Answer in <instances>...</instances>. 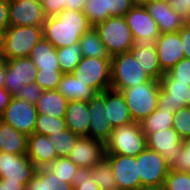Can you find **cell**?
Here are the masks:
<instances>
[{
	"label": "cell",
	"mask_w": 190,
	"mask_h": 190,
	"mask_svg": "<svg viewBox=\"0 0 190 190\" xmlns=\"http://www.w3.org/2000/svg\"><path fill=\"white\" fill-rule=\"evenodd\" d=\"M91 27L82 11L64 9L56 16L46 17L43 36L57 49L79 43Z\"/></svg>",
	"instance_id": "6da1fadb"
},
{
	"label": "cell",
	"mask_w": 190,
	"mask_h": 190,
	"mask_svg": "<svg viewBox=\"0 0 190 190\" xmlns=\"http://www.w3.org/2000/svg\"><path fill=\"white\" fill-rule=\"evenodd\" d=\"M160 89L159 80L152 79L151 81L121 90L134 122H142L158 108Z\"/></svg>",
	"instance_id": "7a4b0ae2"
},
{
	"label": "cell",
	"mask_w": 190,
	"mask_h": 190,
	"mask_svg": "<svg viewBox=\"0 0 190 190\" xmlns=\"http://www.w3.org/2000/svg\"><path fill=\"white\" fill-rule=\"evenodd\" d=\"M146 148V136L141 124L134 121L113 128L109 139L105 142L106 154L136 157Z\"/></svg>",
	"instance_id": "3957f363"
},
{
	"label": "cell",
	"mask_w": 190,
	"mask_h": 190,
	"mask_svg": "<svg viewBox=\"0 0 190 190\" xmlns=\"http://www.w3.org/2000/svg\"><path fill=\"white\" fill-rule=\"evenodd\" d=\"M141 67L130 51L113 55L110 88L121 91L151 81L152 78Z\"/></svg>",
	"instance_id": "277c9868"
},
{
	"label": "cell",
	"mask_w": 190,
	"mask_h": 190,
	"mask_svg": "<svg viewBox=\"0 0 190 190\" xmlns=\"http://www.w3.org/2000/svg\"><path fill=\"white\" fill-rule=\"evenodd\" d=\"M43 38V26H9L4 32L2 58L29 57L33 47Z\"/></svg>",
	"instance_id": "5b68a950"
},
{
	"label": "cell",
	"mask_w": 190,
	"mask_h": 190,
	"mask_svg": "<svg viewBox=\"0 0 190 190\" xmlns=\"http://www.w3.org/2000/svg\"><path fill=\"white\" fill-rule=\"evenodd\" d=\"M110 57L129 52L134 39L124 17H109L94 26Z\"/></svg>",
	"instance_id": "8992f818"
},
{
	"label": "cell",
	"mask_w": 190,
	"mask_h": 190,
	"mask_svg": "<svg viewBox=\"0 0 190 190\" xmlns=\"http://www.w3.org/2000/svg\"><path fill=\"white\" fill-rule=\"evenodd\" d=\"M71 74L97 93H101L111 86V58L82 57Z\"/></svg>",
	"instance_id": "52a82bcc"
},
{
	"label": "cell",
	"mask_w": 190,
	"mask_h": 190,
	"mask_svg": "<svg viewBox=\"0 0 190 190\" xmlns=\"http://www.w3.org/2000/svg\"><path fill=\"white\" fill-rule=\"evenodd\" d=\"M141 187H161L169 172V166L161 154L148 147L136 156Z\"/></svg>",
	"instance_id": "ba28073f"
},
{
	"label": "cell",
	"mask_w": 190,
	"mask_h": 190,
	"mask_svg": "<svg viewBox=\"0 0 190 190\" xmlns=\"http://www.w3.org/2000/svg\"><path fill=\"white\" fill-rule=\"evenodd\" d=\"M37 116L35 104L20 100L15 96L1 114L2 121L27 137L34 133Z\"/></svg>",
	"instance_id": "9c48e42d"
},
{
	"label": "cell",
	"mask_w": 190,
	"mask_h": 190,
	"mask_svg": "<svg viewBox=\"0 0 190 190\" xmlns=\"http://www.w3.org/2000/svg\"><path fill=\"white\" fill-rule=\"evenodd\" d=\"M134 43H156L160 36L156 21L144 5H134L124 16Z\"/></svg>",
	"instance_id": "30bf717a"
},
{
	"label": "cell",
	"mask_w": 190,
	"mask_h": 190,
	"mask_svg": "<svg viewBox=\"0 0 190 190\" xmlns=\"http://www.w3.org/2000/svg\"><path fill=\"white\" fill-rule=\"evenodd\" d=\"M38 69L29 57L6 60L4 87L15 96L24 85L35 82Z\"/></svg>",
	"instance_id": "8fae6325"
},
{
	"label": "cell",
	"mask_w": 190,
	"mask_h": 190,
	"mask_svg": "<svg viewBox=\"0 0 190 190\" xmlns=\"http://www.w3.org/2000/svg\"><path fill=\"white\" fill-rule=\"evenodd\" d=\"M37 167L27 154H9L0 151V179L7 182H27L35 175Z\"/></svg>",
	"instance_id": "7c38bea8"
},
{
	"label": "cell",
	"mask_w": 190,
	"mask_h": 190,
	"mask_svg": "<svg viewBox=\"0 0 190 190\" xmlns=\"http://www.w3.org/2000/svg\"><path fill=\"white\" fill-rule=\"evenodd\" d=\"M109 160L118 190H138L141 188V178L136 157L106 154Z\"/></svg>",
	"instance_id": "4fadbf2b"
},
{
	"label": "cell",
	"mask_w": 190,
	"mask_h": 190,
	"mask_svg": "<svg viewBox=\"0 0 190 190\" xmlns=\"http://www.w3.org/2000/svg\"><path fill=\"white\" fill-rule=\"evenodd\" d=\"M45 20L41 0H9L10 26H43Z\"/></svg>",
	"instance_id": "5bb4252c"
},
{
	"label": "cell",
	"mask_w": 190,
	"mask_h": 190,
	"mask_svg": "<svg viewBox=\"0 0 190 190\" xmlns=\"http://www.w3.org/2000/svg\"><path fill=\"white\" fill-rule=\"evenodd\" d=\"M88 112L90 116L89 137L105 143L113 131L108 120L105 90L97 93L88 101Z\"/></svg>",
	"instance_id": "9a60e30c"
},
{
	"label": "cell",
	"mask_w": 190,
	"mask_h": 190,
	"mask_svg": "<svg viewBox=\"0 0 190 190\" xmlns=\"http://www.w3.org/2000/svg\"><path fill=\"white\" fill-rule=\"evenodd\" d=\"M158 109L177 111L183 107H190V85L176 82V79H160Z\"/></svg>",
	"instance_id": "2e32d148"
},
{
	"label": "cell",
	"mask_w": 190,
	"mask_h": 190,
	"mask_svg": "<svg viewBox=\"0 0 190 190\" xmlns=\"http://www.w3.org/2000/svg\"><path fill=\"white\" fill-rule=\"evenodd\" d=\"M146 143L149 149L161 154L165 163L170 167L182 148V139L173 127L155 133H148Z\"/></svg>",
	"instance_id": "e0dca14e"
},
{
	"label": "cell",
	"mask_w": 190,
	"mask_h": 190,
	"mask_svg": "<svg viewBox=\"0 0 190 190\" xmlns=\"http://www.w3.org/2000/svg\"><path fill=\"white\" fill-rule=\"evenodd\" d=\"M106 155L105 143L88 136L79 137L68 155L79 168L91 169Z\"/></svg>",
	"instance_id": "ac0fdd59"
},
{
	"label": "cell",
	"mask_w": 190,
	"mask_h": 190,
	"mask_svg": "<svg viewBox=\"0 0 190 190\" xmlns=\"http://www.w3.org/2000/svg\"><path fill=\"white\" fill-rule=\"evenodd\" d=\"M156 52L163 73L168 72L184 58L182 40L179 32L160 34L156 40Z\"/></svg>",
	"instance_id": "d6986e66"
},
{
	"label": "cell",
	"mask_w": 190,
	"mask_h": 190,
	"mask_svg": "<svg viewBox=\"0 0 190 190\" xmlns=\"http://www.w3.org/2000/svg\"><path fill=\"white\" fill-rule=\"evenodd\" d=\"M156 21L160 34L178 32L187 20L171 8L168 0H154L144 5Z\"/></svg>",
	"instance_id": "ffe728a7"
},
{
	"label": "cell",
	"mask_w": 190,
	"mask_h": 190,
	"mask_svg": "<svg viewBox=\"0 0 190 190\" xmlns=\"http://www.w3.org/2000/svg\"><path fill=\"white\" fill-rule=\"evenodd\" d=\"M27 156L37 168L48 167L59 157L49 137L38 133L28 136Z\"/></svg>",
	"instance_id": "44dd1931"
},
{
	"label": "cell",
	"mask_w": 190,
	"mask_h": 190,
	"mask_svg": "<svg viewBox=\"0 0 190 190\" xmlns=\"http://www.w3.org/2000/svg\"><path fill=\"white\" fill-rule=\"evenodd\" d=\"M89 117L87 101H68L64 117L68 130L80 137H89Z\"/></svg>",
	"instance_id": "7402d4cb"
},
{
	"label": "cell",
	"mask_w": 190,
	"mask_h": 190,
	"mask_svg": "<svg viewBox=\"0 0 190 190\" xmlns=\"http://www.w3.org/2000/svg\"><path fill=\"white\" fill-rule=\"evenodd\" d=\"M105 102L107 106L108 120L112 128L131 123L132 117L121 91L113 89L105 90Z\"/></svg>",
	"instance_id": "603a6c76"
},
{
	"label": "cell",
	"mask_w": 190,
	"mask_h": 190,
	"mask_svg": "<svg viewBox=\"0 0 190 190\" xmlns=\"http://www.w3.org/2000/svg\"><path fill=\"white\" fill-rule=\"evenodd\" d=\"M156 43H134L130 52L140 62L141 68L154 80H160L164 73L161 70L156 52Z\"/></svg>",
	"instance_id": "cb8c5ba5"
},
{
	"label": "cell",
	"mask_w": 190,
	"mask_h": 190,
	"mask_svg": "<svg viewBox=\"0 0 190 190\" xmlns=\"http://www.w3.org/2000/svg\"><path fill=\"white\" fill-rule=\"evenodd\" d=\"M57 91L68 101H89L97 92L86 84H83L71 73H64L58 83Z\"/></svg>",
	"instance_id": "d4e9b609"
},
{
	"label": "cell",
	"mask_w": 190,
	"mask_h": 190,
	"mask_svg": "<svg viewBox=\"0 0 190 190\" xmlns=\"http://www.w3.org/2000/svg\"><path fill=\"white\" fill-rule=\"evenodd\" d=\"M29 58L35 64L38 71L61 70L56 48L44 38L33 47Z\"/></svg>",
	"instance_id": "484cf974"
},
{
	"label": "cell",
	"mask_w": 190,
	"mask_h": 190,
	"mask_svg": "<svg viewBox=\"0 0 190 190\" xmlns=\"http://www.w3.org/2000/svg\"><path fill=\"white\" fill-rule=\"evenodd\" d=\"M28 137L8 123H0V151L9 154L23 155L27 154Z\"/></svg>",
	"instance_id": "4316f807"
},
{
	"label": "cell",
	"mask_w": 190,
	"mask_h": 190,
	"mask_svg": "<svg viewBox=\"0 0 190 190\" xmlns=\"http://www.w3.org/2000/svg\"><path fill=\"white\" fill-rule=\"evenodd\" d=\"M73 185L64 182L47 167L37 168L35 175L25 185V190H73Z\"/></svg>",
	"instance_id": "83f0119b"
},
{
	"label": "cell",
	"mask_w": 190,
	"mask_h": 190,
	"mask_svg": "<svg viewBox=\"0 0 190 190\" xmlns=\"http://www.w3.org/2000/svg\"><path fill=\"white\" fill-rule=\"evenodd\" d=\"M67 104L68 100L57 90H44L35 106L37 114L65 117Z\"/></svg>",
	"instance_id": "f1b7e54d"
},
{
	"label": "cell",
	"mask_w": 190,
	"mask_h": 190,
	"mask_svg": "<svg viewBox=\"0 0 190 190\" xmlns=\"http://www.w3.org/2000/svg\"><path fill=\"white\" fill-rule=\"evenodd\" d=\"M79 44L82 57L111 58L94 27L80 37Z\"/></svg>",
	"instance_id": "f546056e"
},
{
	"label": "cell",
	"mask_w": 190,
	"mask_h": 190,
	"mask_svg": "<svg viewBox=\"0 0 190 190\" xmlns=\"http://www.w3.org/2000/svg\"><path fill=\"white\" fill-rule=\"evenodd\" d=\"M174 112L167 110H159L158 108L147 116L141 124L143 133L159 132L173 126Z\"/></svg>",
	"instance_id": "4dcf8cb0"
},
{
	"label": "cell",
	"mask_w": 190,
	"mask_h": 190,
	"mask_svg": "<svg viewBox=\"0 0 190 190\" xmlns=\"http://www.w3.org/2000/svg\"><path fill=\"white\" fill-rule=\"evenodd\" d=\"M93 181L100 190H118L109 160L104 157L91 168Z\"/></svg>",
	"instance_id": "1f68e13d"
},
{
	"label": "cell",
	"mask_w": 190,
	"mask_h": 190,
	"mask_svg": "<svg viewBox=\"0 0 190 190\" xmlns=\"http://www.w3.org/2000/svg\"><path fill=\"white\" fill-rule=\"evenodd\" d=\"M56 54L63 73H71L80 63L82 58L79 43H75L67 47L57 48Z\"/></svg>",
	"instance_id": "d6a6232c"
},
{
	"label": "cell",
	"mask_w": 190,
	"mask_h": 190,
	"mask_svg": "<svg viewBox=\"0 0 190 190\" xmlns=\"http://www.w3.org/2000/svg\"><path fill=\"white\" fill-rule=\"evenodd\" d=\"M67 129L64 117H53L47 114H38L34 133L50 136Z\"/></svg>",
	"instance_id": "836d02e7"
},
{
	"label": "cell",
	"mask_w": 190,
	"mask_h": 190,
	"mask_svg": "<svg viewBox=\"0 0 190 190\" xmlns=\"http://www.w3.org/2000/svg\"><path fill=\"white\" fill-rule=\"evenodd\" d=\"M49 140L53 142L56 152L59 157H68L72 151L77 139L80 137L77 134H74L68 129L59 131L56 134H51Z\"/></svg>",
	"instance_id": "e575fe53"
},
{
	"label": "cell",
	"mask_w": 190,
	"mask_h": 190,
	"mask_svg": "<svg viewBox=\"0 0 190 190\" xmlns=\"http://www.w3.org/2000/svg\"><path fill=\"white\" fill-rule=\"evenodd\" d=\"M47 168L64 182L72 184L73 177L79 167L68 157H58Z\"/></svg>",
	"instance_id": "d590c367"
},
{
	"label": "cell",
	"mask_w": 190,
	"mask_h": 190,
	"mask_svg": "<svg viewBox=\"0 0 190 190\" xmlns=\"http://www.w3.org/2000/svg\"><path fill=\"white\" fill-rule=\"evenodd\" d=\"M82 12L86 15L89 24L94 27L106 20L105 0H86Z\"/></svg>",
	"instance_id": "8d00e7d4"
},
{
	"label": "cell",
	"mask_w": 190,
	"mask_h": 190,
	"mask_svg": "<svg viewBox=\"0 0 190 190\" xmlns=\"http://www.w3.org/2000/svg\"><path fill=\"white\" fill-rule=\"evenodd\" d=\"M163 187L165 190H190V172H178L170 169Z\"/></svg>",
	"instance_id": "74e56055"
},
{
	"label": "cell",
	"mask_w": 190,
	"mask_h": 190,
	"mask_svg": "<svg viewBox=\"0 0 190 190\" xmlns=\"http://www.w3.org/2000/svg\"><path fill=\"white\" fill-rule=\"evenodd\" d=\"M173 115V129L182 140L190 137V107L180 108Z\"/></svg>",
	"instance_id": "f35d334b"
},
{
	"label": "cell",
	"mask_w": 190,
	"mask_h": 190,
	"mask_svg": "<svg viewBox=\"0 0 190 190\" xmlns=\"http://www.w3.org/2000/svg\"><path fill=\"white\" fill-rule=\"evenodd\" d=\"M161 79H176V82L188 83L190 85V59L183 58L175 64Z\"/></svg>",
	"instance_id": "ab89813d"
},
{
	"label": "cell",
	"mask_w": 190,
	"mask_h": 190,
	"mask_svg": "<svg viewBox=\"0 0 190 190\" xmlns=\"http://www.w3.org/2000/svg\"><path fill=\"white\" fill-rule=\"evenodd\" d=\"M92 179L93 173L91 169L78 168L72 180L73 190H100Z\"/></svg>",
	"instance_id": "60d3db41"
},
{
	"label": "cell",
	"mask_w": 190,
	"mask_h": 190,
	"mask_svg": "<svg viewBox=\"0 0 190 190\" xmlns=\"http://www.w3.org/2000/svg\"><path fill=\"white\" fill-rule=\"evenodd\" d=\"M169 169L178 172H190V137L182 140V148L178 151V155Z\"/></svg>",
	"instance_id": "b9f144b4"
},
{
	"label": "cell",
	"mask_w": 190,
	"mask_h": 190,
	"mask_svg": "<svg viewBox=\"0 0 190 190\" xmlns=\"http://www.w3.org/2000/svg\"><path fill=\"white\" fill-rule=\"evenodd\" d=\"M63 74L61 70L38 71L35 82L44 90H57Z\"/></svg>",
	"instance_id": "7bdbcfd3"
},
{
	"label": "cell",
	"mask_w": 190,
	"mask_h": 190,
	"mask_svg": "<svg viewBox=\"0 0 190 190\" xmlns=\"http://www.w3.org/2000/svg\"><path fill=\"white\" fill-rule=\"evenodd\" d=\"M106 19L109 17H124L135 5L134 0H105Z\"/></svg>",
	"instance_id": "ee69618b"
},
{
	"label": "cell",
	"mask_w": 190,
	"mask_h": 190,
	"mask_svg": "<svg viewBox=\"0 0 190 190\" xmlns=\"http://www.w3.org/2000/svg\"><path fill=\"white\" fill-rule=\"evenodd\" d=\"M43 92L44 89L34 82L24 85L22 89L15 95V97L32 104H36Z\"/></svg>",
	"instance_id": "f6af8a7d"
},
{
	"label": "cell",
	"mask_w": 190,
	"mask_h": 190,
	"mask_svg": "<svg viewBox=\"0 0 190 190\" xmlns=\"http://www.w3.org/2000/svg\"><path fill=\"white\" fill-rule=\"evenodd\" d=\"M46 17L56 16L65 9V0H41Z\"/></svg>",
	"instance_id": "bcb514c9"
},
{
	"label": "cell",
	"mask_w": 190,
	"mask_h": 190,
	"mask_svg": "<svg viewBox=\"0 0 190 190\" xmlns=\"http://www.w3.org/2000/svg\"><path fill=\"white\" fill-rule=\"evenodd\" d=\"M169 5L187 21L190 20V0H168Z\"/></svg>",
	"instance_id": "7dc6e473"
},
{
	"label": "cell",
	"mask_w": 190,
	"mask_h": 190,
	"mask_svg": "<svg viewBox=\"0 0 190 190\" xmlns=\"http://www.w3.org/2000/svg\"><path fill=\"white\" fill-rule=\"evenodd\" d=\"M178 32L182 40L184 57L190 59V22L187 21Z\"/></svg>",
	"instance_id": "c3c4849f"
},
{
	"label": "cell",
	"mask_w": 190,
	"mask_h": 190,
	"mask_svg": "<svg viewBox=\"0 0 190 190\" xmlns=\"http://www.w3.org/2000/svg\"><path fill=\"white\" fill-rule=\"evenodd\" d=\"M9 26V0H0V32H5Z\"/></svg>",
	"instance_id": "681fc988"
},
{
	"label": "cell",
	"mask_w": 190,
	"mask_h": 190,
	"mask_svg": "<svg viewBox=\"0 0 190 190\" xmlns=\"http://www.w3.org/2000/svg\"><path fill=\"white\" fill-rule=\"evenodd\" d=\"M12 97L13 95H11L5 87H0V114L3 113Z\"/></svg>",
	"instance_id": "f907efd6"
},
{
	"label": "cell",
	"mask_w": 190,
	"mask_h": 190,
	"mask_svg": "<svg viewBox=\"0 0 190 190\" xmlns=\"http://www.w3.org/2000/svg\"><path fill=\"white\" fill-rule=\"evenodd\" d=\"M86 0H65L66 10L82 11Z\"/></svg>",
	"instance_id": "816d5d0a"
},
{
	"label": "cell",
	"mask_w": 190,
	"mask_h": 190,
	"mask_svg": "<svg viewBox=\"0 0 190 190\" xmlns=\"http://www.w3.org/2000/svg\"><path fill=\"white\" fill-rule=\"evenodd\" d=\"M0 182L4 185V190H25V184L22 182H7L1 179Z\"/></svg>",
	"instance_id": "f5cc1de1"
},
{
	"label": "cell",
	"mask_w": 190,
	"mask_h": 190,
	"mask_svg": "<svg viewBox=\"0 0 190 190\" xmlns=\"http://www.w3.org/2000/svg\"><path fill=\"white\" fill-rule=\"evenodd\" d=\"M6 72V60L0 58V87H4Z\"/></svg>",
	"instance_id": "db71d44e"
},
{
	"label": "cell",
	"mask_w": 190,
	"mask_h": 190,
	"mask_svg": "<svg viewBox=\"0 0 190 190\" xmlns=\"http://www.w3.org/2000/svg\"><path fill=\"white\" fill-rule=\"evenodd\" d=\"M4 49V32H0V58L3 56Z\"/></svg>",
	"instance_id": "11a10c76"
},
{
	"label": "cell",
	"mask_w": 190,
	"mask_h": 190,
	"mask_svg": "<svg viewBox=\"0 0 190 190\" xmlns=\"http://www.w3.org/2000/svg\"><path fill=\"white\" fill-rule=\"evenodd\" d=\"M138 190H165V189L163 186H161V187L148 186V187H141Z\"/></svg>",
	"instance_id": "9f6ffc18"
},
{
	"label": "cell",
	"mask_w": 190,
	"mask_h": 190,
	"mask_svg": "<svg viewBox=\"0 0 190 190\" xmlns=\"http://www.w3.org/2000/svg\"><path fill=\"white\" fill-rule=\"evenodd\" d=\"M151 1H154V0H134L136 5H145L146 3L151 2Z\"/></svg>",
	"instance_id": "6f0895ef"
},
{
	"label": "cell",
	"mask_w": 190,
	"mask_h": 190,
	"mask_svg": "<svg viewBox=\"0 0 190 190\" xmlns=\"http://www.w3.org/2000/svg\"><path fill=\"white\" fill-rule=\"evenodd\" d=\"M0 190H4V185L0 182Z\"/></svg>",
	"instance_id": "680465c9"
}]
</instances>
